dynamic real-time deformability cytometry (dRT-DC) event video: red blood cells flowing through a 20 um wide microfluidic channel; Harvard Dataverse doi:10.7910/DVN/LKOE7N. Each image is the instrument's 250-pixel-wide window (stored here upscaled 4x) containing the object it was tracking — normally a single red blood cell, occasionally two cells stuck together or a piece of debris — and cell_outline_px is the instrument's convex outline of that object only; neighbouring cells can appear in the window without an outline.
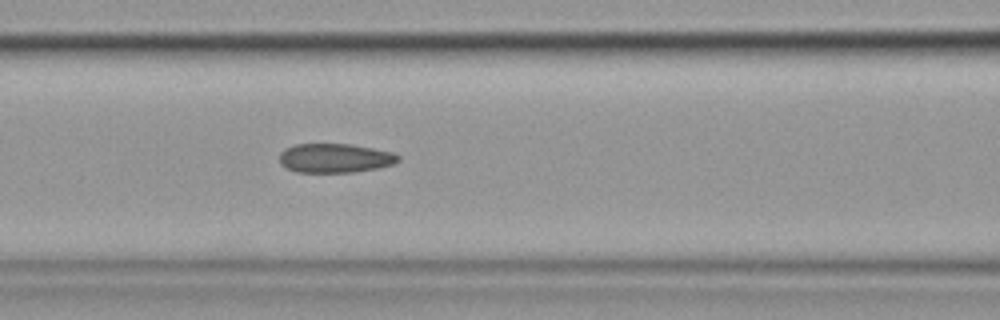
{"species": "common noctule bat (a hibernating species)", "species_latin": "Nyctalus noctula", "temperature_condition": "cold", "stored_images_in_passage": 37, "camera_frame_rate_fps": 3000, "um_per_image_px": 0.085, "animal": {"sex": "female", "body_mass_g": 19.9}, "frame": {"image": 1, "passage_image": 11, "time_ms": 3.333, "image_size_px": [1000, 320], "cell_outline_px": [[400, 160], [392, 164], [376, 168], [352, 172], [296, 172], [280, 164], [280, 152], [284, 148], [296, 144], [352, 144], [392, 152], [400, 156]], "centroid_in_image_um": [28.45, 13.43], "position_along_channel_um": 138.1, "area_um2": 20.11}}